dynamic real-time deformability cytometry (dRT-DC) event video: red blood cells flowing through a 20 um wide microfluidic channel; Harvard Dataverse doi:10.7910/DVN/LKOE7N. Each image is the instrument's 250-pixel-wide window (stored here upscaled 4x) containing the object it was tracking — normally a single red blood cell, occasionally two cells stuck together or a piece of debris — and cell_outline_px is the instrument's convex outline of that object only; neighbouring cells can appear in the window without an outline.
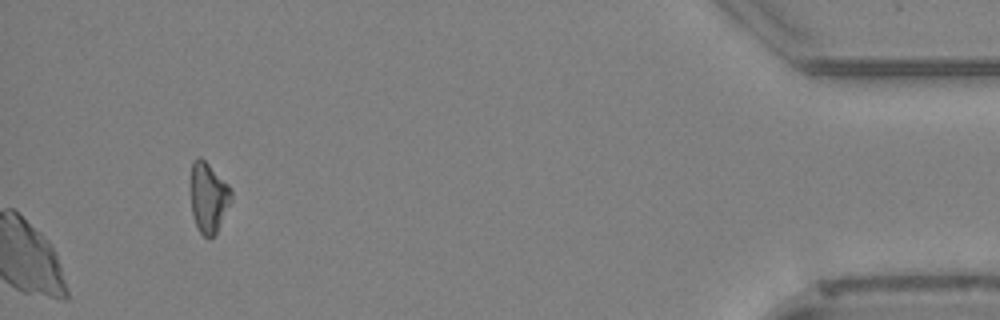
{"species": "Egyptian fruit bat (a non-hibernating species)", "species_latin": "Rousettus aegyptiacus", "temperature_condition": "cold", "stored_images_in_passage": 49, "camera_frame_rate_fps": 3000, "um_per_image_px": 0.085, "animal": {"sex": "female"}, "frame": {"image": 1, "passage_image": 49, "time_ms": 16.0, "image_size_px": [1000, 320], "cell_outline_px": [[232, 200], [216, 232], [208, 240], [200, 232], [192, 216], [192, 160], [200, 156], [232, 188]], "centroid_in_image_um": [17.74, 16.8], "position_along_channel_um": 417.5, "area_um2": 16.3}}